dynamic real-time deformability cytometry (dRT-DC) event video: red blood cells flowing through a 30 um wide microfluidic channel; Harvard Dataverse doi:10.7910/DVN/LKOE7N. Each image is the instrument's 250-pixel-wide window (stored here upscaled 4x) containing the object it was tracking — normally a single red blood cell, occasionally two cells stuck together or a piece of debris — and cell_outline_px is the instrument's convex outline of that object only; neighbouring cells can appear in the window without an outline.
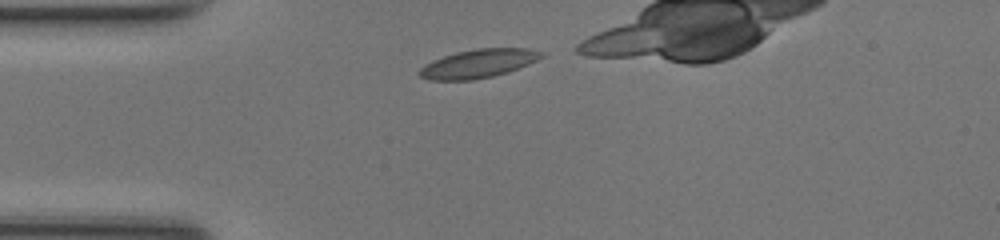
{"species": "common noctule bat (a hibernating species)", "species_latin": "Nyctalus noctula", "temperature_condition": "room temperature", "stored_images_in_passage": 9, "camera_frame_rate_fps": 3000, "um_per_image_px": 0.085, "animal": {"sex": "female", "body_mass_g": 17.0, "forearm_length_mm": 48.0}, "frame": {"image": 1, "passage_image": 1, "time_ms": 0.0, "image_size_px": [1000, 240], "cell_outline_px": [[544, 56], [528, 64], [508, 72], [492, 76], [472, 80], [428, 80], [420, 76], [416, 72], [420, 68], [432, 60], [456, 52], [476, 48], [528, 48], [544, 52]], "centroid_in_image_um": [40.64, 5.4], "position_along_channel_um": 44.4, "area_um2": 20.35}}
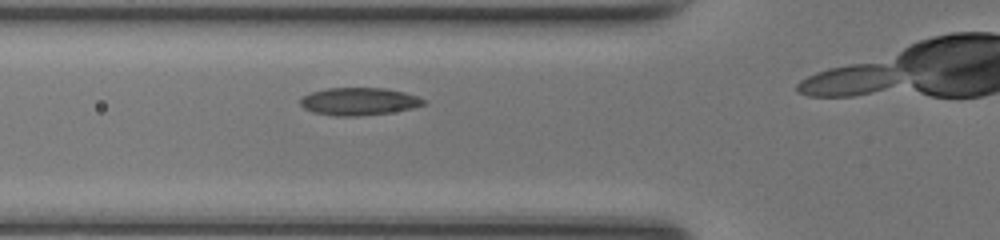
{"frame": {"image": 2, "passage_image": 6, "time_ms": 1.667, "image_size_px": [1000, 240], "cell_outline_px": [[428, 100], [424, 104], [412, 108], [392, 112], [360, 116], [332, 116], [312, 112], [304, 108], [300, 104], [300, 100], [304, 96], [312, 92], [328, 88], [384, 88], [404, 92]], "centroid_in_image_um": [30.51, 8.63], "position_along_channel_um": 95.3, "area_um2": 19.83}}